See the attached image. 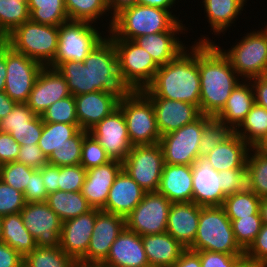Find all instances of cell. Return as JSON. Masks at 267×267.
<instances>
[{
	"instance_id": "obj_50",
	"label": "cell",
	"mask_w": 267,
	"mask_h": 267,
	"mask_svg": "<svg viewBox=\"0 0 267 267\" xmlns=\"http://www.w3.org/2000/svg\"><path fill=\"white\" fill-rule=\"evenodd\" d=\"M25 204L24 194L0 179V216L20 213Z\"/></svg>"
},
{
	"instance_id": "obj_58",
	"label": "cell",
	"mask_w": 267,
	"mask_h": 267,
	"mask_svg": "<svg viewBox=\"0 0 267 267\" xmlns=\"http://www.w3.org/2000/svg\"><path fill=\"white\" fill-rule=\"evenodd\" d=\"M20 144L9 134L0 131V165L16 161Z\"/></svg>"
},
{
	"instance_id": "obj_5",
	"label": "cell",
	"mask_w": 267,
	"mask_h": 267,
	"mask_svg": "<svg viewBox=\"0 0 267 267\" xmlns=\"http://www.w3.org/2000/svg\"><path fill=\"white\" fill-rule=\"evenodd\" d=\"M193 251H213L230 255H244L237 244L232 224L222 206H202Z\"/></svg>"
},
{
	"instance_id": "obj_68",
	"label": "cell",
	"mask_w": 267,
	"mask_h": 267,
	"mask_svg": "<svg viewBox=\"0 0 267 267\" xmlns=\"http://www.w3.org/2000/svg\"><path fill=\"white\" fill-rule=\"evenodd\" d=\"M259 214L262 223L267 225V197H262L259 205Z\"/></svg>"
},
{
	"instance_id": "obj_1",
	"label": "cell",
	"mask_w": 267,
	"mask_h": 267,
	"mask_svg": "<svg viewBox=\"0 0 267 267\" xmlns=\"http://www.w3.org/2000/svg\"><path fill=\"white\" fill-rule=\"evenodd\" d=\"M56 69L66 80L73 96L110 91L121 97L130 91L120 78L117 52L113 41L107 35L83 62H62Z\"/></svg>"
},
{
	"instance_id": "obj_25",
	"label": "cell",
	"mask_w": 267,
	"mask_h": 267,
	"mask_svg": "<svg viewBox=\"0 0 267 267\" xmlns=\"http://www.w3.org/2000/svg\"><path fill=\"white\" fill-rule=\"evenodd\" d=\"M201 208L194 202L172 203L170 206L166 232L186 249L196 238Z\"/></svg>"
},
{
	"instance_id": "obj_29",
	"label": "cell",
	"mask_w": 267,
	"mask_h": 267,
	"mask_svg": "<svg viewBox=\"0 0 267 267\" xmlns=\"http://www.w3.org/2000/svg\"><path fill=\"white\" fill-rule=\"evenodd\" d=\"M185 32H161L149 35H142L133 41L145 49L154 62L160 67L169 63L187 46L178 35Z\"/></svg>"
},
{
	"instance_id": "obj_73",
	"label": "cell",
	"mask_w": 267,
	"mask_h": 267,
	"mask_svg": "<svg viewBox=\"0 0 267 267\" xmlns=\"http://www.w3.org/2000/svg\"><path fill=\"white\" fill-rule=\"evenodd\" d=\"M264 28V29H263ZM263 28H261L262 32L266 35L267 37V24L266 26H264Z\"/></svg>"
},
{
	"instance_id": "obj_19",
	"label": "cell",
	"mask_w": 267,
	"mask_h": 267,
	"mask_svg": "<svg viewBox=\"0 0 267 267\" xmlns=\"http://www.w3.org/2000/svg\"><path fill=\"white\" fill-rule=\"evenodd\" d=\"M100 210L92 208L85 214L62 222L59 247L77 263L87 253L96 216Z\"/></svg>"
},
{
	"instance_id": "obj_62",
	"label": "cell",
	"mask_w": 267,
	"mask_h": 267,
	"mask_svg": "<svg viewBox=\"0 0 267 267\" xmlns=\"http://www.w3.org/2000/svg\"><path fill=\"white\" fill-rule=\"evenodd\" d=\"M172 267H201L199 254L196 251L185 249Z\"/></svg>"
},
{
	"instance_id": "obj_23",
	"label": "cell",
	"mask_w": 267,
	"mask_h": 267,
	"mask_svg": "<svg viewBox=\"0 0 267 267\" xmlns=\"http://www.w3.org/2000/svg\"><path fill=\"white\" fill-rule=\"evenodd\" d=\"M122 169V162L111 160L87 170L81 193L92 208L102 209L105 206L110 188Z\"/></svg>"
},
{
	"instance_id": "obj_60",
	"label": "cell",
	"mask_w": 267,
	"mask_h": 267,
	"mask_svg": "<svg viewBox=\"0 0 267 267\" xmlns=\"http://www.w3.org/2000/svg\"><path fill=\"white\" fill-rule=\"evenodd\" d=\"M249 80L253 86L255 103L267 110V74Z\"/></svg>"
},
{
	"instance_id": "obj_10",
	"label": "cell",
	"mask_w": 267,
	"mask_h": 267,
	"mask_svg": "<svg viewBox=\"0 0 267 267\" xmlns=\"http://www.w3.org/2000/svg\"><path fill=\"white\" fill-rule=\"evenodd\" d=\"M230 48L221 51L228 57L236 73L243 79L267 74V37L261 29L247 32Z\"/></svg>"
},
{
	"instance_id": "obj_48",
	"label": "cell",
	"mask_w": 267,
	"mask_h": 267,
	"mask_svg": "<svg viewBox=\"0 0 267 267\" xmlns=\"http://www.w3.org/2000/svg\"><path fill=\"white\" fill-rule=\"evenodd\" d=\"M109 161L111 159L104 148L88 133L83 139L80 164L88 170L106 164Z\"/></svg>"
},
{
	"instance_id": "obj_21",
	"label": "cell",
	"mask_w": 267,
	"mask_h": 267,
	"mask_svg": "<svg viewBox=\"0 0 267 267\" xmlns=\"http://www.w3.org/2000/svg\"><path fill=\"white\" fill-rule=\"evenodd\" d=\"M74 98L79 127L89 131L118 107L120 96L115 92L96 91Z\"/></svg>"
},
{
	"instance_id": "obj_24",
	"label": "cell",
	"mask_w": 267,
	"mask_h": 267,
	"mask_svg": "<svg viewBox=\"0 0 267 267\" xmlns=\"http://www.w3.org/2000/svg\"><path fill=\"white\" fill-rule=\"evenodd\" d=\"M146 191L122 169L108 193L107 202L101 209L126 218L142 201Z\"/></svg>"
},
{
	"instance_id": "obj_54",
	"label": "cell",
	"mask_w": 267,
	"mask_h": 267,
	"mask_svg": "<svg viewBox=\"0 0 267 267\" xmlns=\"http://www.w3.org/2000/svg\"><path fill=\"white\" fill-rule=\"evenodd\" d=\"M16 162L25 164L34 169H40L48 164V157L42 152L38 144L20 145Z\"/></svg>"
},
{
	"instance_id": "obj_4",
	"label": "cell",
	"mask_w": 267,
	"mask_h": 267,
	"mask_svg": "<svg viewBox=\"0 0 267 267\" xmlns=\"http://www.w3.org/2000/svg\"><path fill=\"white\" fill-rule=\"evenodd\" d=\"M172 13V10L141 4L133 5L113 17L107 36L110 39L134 40L142 35L188 31L189 28L185 27L183 21Z\"/></svg>"
},
{
	"instance_id": "obj_66",
	"label": "cell",
	"mask_w": 267,
	"mask_h": 267,
	"mask_svg": "<svg viewBox=\"0 0 267 267\" xmlns=\"http://www.w3.org/2000/svg\"><path fill=\"white\" fill-rule=\"evenodd\" d=\"M6 79V45L0 50V92L5 90Z\"/></svg>"
},
{
	"instance_id": "obj_40",
	"label": "cell",
	"mask_w": 267,
	"mask_h": 267,
	"mask_svg": "<svg viewBox=\"0 0 267 267\" xmlns=\"http://www.w3.org/2000/svg\"><path fill=\"white\" fill-rule=\"evenodd\" d=\"M26 267H79L78 263L58 247H36L24 257Z\"/></svg>"
},
{
	"instance_id": "obj_61",
	"label": "cell",
	"mask_w": 267,
	"mask_h": 267,
	"mask_svg": "<svg viewBox=\"0 0 267 267\" xmlns=\"http://www.w3.org/2000/svg\"><path fill=\"white\" fill-rule=\"evenodd\" d=\"M38 170L41 172L43 183L48 194L58 191V166L47 164Z\"/></svg>"
},
{
	"instance_id": "obj_12",
	"label": "cell",
	"mask_w": 267,
	"mask_h": 267,
	"mask_svg": "<svg viewBox=\"0 0 267 267\" xmlns=\"http://www.w3.org/2000/svg\"><path fill=\"white\" fill-rule=\"evenodd\" d=\"M123 169L146 192H157L165 165L159 143L133 146L122 162Z\"/></svg>"
},
{
	"instance_id": "obj_6",
	"label": "cell",
	"mask_w": 267,
	"mask_h": 267,
	"mask_svg": "<svg viewBox=\"0 0 267 267\" xmlns=\"http://www.w3.org/2000/svg\"><path fill=\"white\" fill-rule=\"evenodd\" d=\"M7 45L14 51L48 66L57 53L58 26L25 21L7 35Z\"/></svg>"
},
{
	"instance_id": "obj_7",
	"label": "cell",
	"mask_w": 267,
	"mask_h": 267,
	"mask_svg": "<svg viewBox=\"0 0 267 267\" xmlns=\"http://www.w3.org/2000/svg\"><path fill=\"white\" fill-rule=\"evenodd\" d=\"M118 107L125 117L133 146L159 143L161 134L157 127L153 104L141 90L123 94Z\"/></svg>"
},
{
	"instance_id": "obj_33",
	"label": "cell",
	"mask_w": 267,
	"mask_h": 267,
	"mask_svg": "<svg viewBox=\"0 0 267 267\" xmlns=\"http://www.w3.org/2000/svg\"><path fill=\"white\" fill-rule=\"evenodd\" d=\"M2 242L23 258L37 247L35 238L23 223L21 213L2 216Z\"/></svg>"
},
{
	"instance_id": "obj_37",
	"label": "cell",
	"mask_w": 267,
	"mask_h": 267,
	"mask_svg": "<svg viewBox=\"0 0 267 267\" xmlns=\"http://www.w3.org/2000/svg\"><path fill=\"white\" fill-rule=\"evenodd\" d=\"M30 20L59 26L69 20L64 0H28Z\"/></svg>"
},
{
	"instance_id": "obj_47",
	"label": "cell",
	"mask_w": 267,
	"mask_h": 267,
	"mask_svg": "<svg viewBox=\"0 0 267 267\" xmlns=\"http://www.w3.org/2000/svg\"><path fill=\"white\" fill-rule=\"evenodd\" d=\"M36 170L16 161L4 163L0 165V179L16 190L24 193L26 185L29 182V177Z\"/></svg>"
},
{
	"instance_id": "obj_51",
	"label": "cell",
	"mask_w": 267,
	"mask_h": 267,
	"mask_svg": "<svg viewBox=\"0 0 267 267\" xmlns=\"http://www.w3.org/2000/svg\"><path fill=\"white\" fill-rule=\"evenodd\" d=\"M35 116L26 103H17L12 111L0 120V131L10 133L12 129H22Z\"/></svg>"
},
{
	"instance_id": "obj_14",
	"label": "cell",
	"mask_w": 267,
	"mask_h": 267,
	"mask_svg": "<svg viewBox=\"0 0 267 267\" xmlns=\"http://www.w3.org/2000/svg\"><path fill=\"white\" fill-rule=\"evenodd\" d=\"M44 66L6 44V79L4 92L17 103H26L36 78Z\"/></svg>"
},
{
	"instance_id": "obj_59",
	"label": "cell",
	"mask_w": 267,
	"mask_h": 267,
	"mask_svg": "<svg viewBox=\"0 0 267 267\" xmlns=\"http://www.w3.org/2000/svg\"><path fill=\"white\" fill-rule=\"evenodd\" d=\"M24 258L6 243L0 242V267H21Z\"/></svg>"
},
{
	"instance_id": "obj_45",
	"label": "cell",
	"mask_w": 267,
	"mask_h": 267,
	"mask_svg": "<svg viewBox=\"0 0 267 267\" xmlns=\"http://www.w3.org/2000/svg\"><path fill=\"white\" fill-rule=\"evenodd\" d=\"M235 240L239 247L245 252L255 240L263 225L260 214L241 217L230 220Z\"/></svg>"
},
{
	"instance_id": "obj_17",
	"label": "cell",
	"mask_w": 267,
	"mask_h": 267,
	"mask_svg": "<svg viewBox=\"0 0 267 267\" xmlns=\"http://www.w3.org/2000/svg\"><path fill=\"white\" fill-rule=\"evenodd\" d=\"M88 132L104 148L111 160L123 162L133 147L125 117L119 107Z\"/></svg>"
},
{
	"instance_id": "obj_34",
	"label": "cell",
	"mask_w": 267,
	"mask_h": 267,
	"mask_svg": "<svg viewBox=\"0 0 267 267\" xmlns=\"http://www.w3.org/2000/svg\"><path fill=\"white\" fill-rule=\"evenodd\" d=\"M45 202L62 222L76 218L92 209L81 191L66 192L58 190L48 194Z\"/></svg>"
},
{
	"instance_id": "obj_52",
	"label": "cell",
	"mask_w": 267,
	"mask_h": 267,
	"mask_svg": "<svg viewBox=\"0 0 267 267\" xmlns=\"http://www.w3.org/2000/svg\"><path fill=\"white\" fill-rule=\"evenodd\" d=\"M221 189L228 196L248 188L247 169H229L220 171Z\"/></svg>"
},
{
	"instance_id": "obj_13",
	"label": "cell",
	"mask_w": 267,
	"mask_h": 267,
	"mask_svg": "<svg viewBox=\"0 0 267 267\" xmlns=\"http://www.w3.org/2000/svg\"><path fill=\"white\" fill-rule=\"evenodd\" d=\"M171 204L158 192H146L142 201L125 218L126 228L140 236L165 233Z\"/></svg>"
},
{
	"instance_id": "obj_11",
	"label": "cell",
	"mask_w": 267,
	"mask_h": 267,
	"mask_svg": "<svg viewBox=\"0 0 267 267\" xmlns=\"http://www.w3.org/2000/svg\"><path fill=\"white\" fill-rule=\"evenodd\" d=\"M213 117L201 115L194 122L161 136L165 164L192 165L199 158V142L204 126Z\"/></svg>"
},
{
	"instance_id": "obj_42",
	"label": "cell",
	"mask_w": 267,
	"mask_h": 267,
	"mask_svg": "<svg viewBox=\"0 0 267 267\" xmlns=\"http://www.w3.org/2000/svg\"><path fill=\"white\" fill-rule=\"evenodd\" d=\"M29 19L28 0H0V29L6 36Z\"/></svg>"
},
{
	"instance_id": "obj_64",
	"label": "cell",
	"mask_w": 267,
	"mask_h": 267,
	"mask_svg": "<svg viewBox=\"0 0 267 267\" xmlns=\"http://www.w3.org/2000/svg\"><path fill=\"white\" fill-rule=\"evenodd\" d=\"M17 104L4 91L0 92V120L5 118Z\"/></svg>"
},
{
	"instance_id": "obj_18",
	"label": "cell",
	"mask_w": 267,
	"mask_h": 267,
	"mask_svg": "<svg viewBox=\"0 0 267 267\" xmlns=\"http://www.w3.org/2000/svg\"><path fill=\"white\" fill-rule=\"evenodd\" d=\"M70 95L67 82L59 71L44 66L36 78L26 104L35 115L41 116L53 103Z\"/></svg>"
},
{
	"instance_id": "obj_72",
	"label": "cell",
	"mask_w": 267,
	"mask_h": 267,
	"mask_svg": "<svg viewBox=\"0 0 267 267\" xmlns=\"http://www.w3.org/2000/svg\"><path fill=\"white\" fill-rule=\"evenodd\" d=\"M0 242H2V216H0Z\"/></svg>"
},
{
	"instance_id": "obj_3",
	"label": "cell",
	"mask_w": 267,
	"mask_h": 267,
	"mask_svg": "<svg viewBox=\"0 0 267 267\" xmlns=\"http://www.w3.org/2000/svg\"><path fill=\"white\" fill-rule=\"evenodd\" d=\"M141 91L148 98L179 100L199 108L198 42L194 41L191 47H186L169 63L160 66L153 81Z\"/></svg>"
},
{
	"instance_id": "obj_63",
	"label": "cell",
	"mask_w": 267,
	"mask_h": 267,
	"mask_svg": "<svg viewBox=\"0 0 267 267\" xmlns=\"http://www.w3.org/2000/svg\"><path fill=\"white\" fill-rule=\"evenodd\" d=\"M107 4L109 11H111V16L114 17L123 9L136 5L137 0H107Z\"/></svg>"
},
{
	"instance_id": "obj_22",
	"label": "cell",
	"mask_w": 267,
	"mask_h": 267,
	"mask_svg": "<svg viewBox=\"0 0 267 267\" xmlns=\"http://www.w3.org/2000/svg\"><path fill=\"white\" fill-rule=\"evenodd\" d=\"M161 136L194 122L202 114L196 105L179 100L149 98Z\"/></svg>"
},
{
	"instance_id": "obj_39",
	"label": "cell",
	"mask_w": 267,
	"mask_h": 267,
	"mask_svg": "<svg viewBox=\"0 0 267 267\" xmlns=\"http://www.w3.org/2000/svg\"><path fill=\"white\" fill-rule=\"evenodd\" d=\"M260 201L261 198L247 188L226 196L222 208L230 220H237L241 217L259 214Z\"/></svg>"
},
{
	"instance_id": "obj_43",
	"label": "cell",
	"mask_w": 267,
	"mask_h": 267,
	"mask_svg": "<svg viewBox=\"0 0 267 267\" xmlns=\"http://www.w3.org/2000/svg\"><path fill=\"white\" fill-rule=\"evenodd\" d=\"M88 133L81 129L74 137L66 140L65 144L51 153L48 164L58 167L79 165L83 139Z\"/></svg>"
},
{
	"instance_id": "obj_55",
	"label": "cell",
	"mask_w": 267,
	"mask_h": 267,
	"mask_svg": "<svg viewBox=\"0 0 267 267\" xmlns=\"http://www.w3.org/2000/svg\"><path fill=\"white\" fill-rule=\"evenodd\" d=\"M23 194L26 203L46 201L48 192L43 183L41 172L38 169L29 177V182Z\"/></svg>"
},
{
	"instance_id": "obj_26",
	"label": "cell",
	"mask_w": 267,
	"mask_h": 267,
	"mask_svg": "<svg viewBox=\"0 0 267 267\" xmlns=\"http://www.w3.org/2000/svg\"><path fill=\"white\" fill-rule=\"evenodd\" d=\"M104 263L114 267H150L142 236L125 227L111 245Z\"/></svg>"
},
{
	"instance_id": "obj_35",
	"label": "cell",
	"mask_w": 267,
	"mask_h": 267,
	"mask_svg": "<svg viewBox=\"0 0 267 267\" xmlns=\"http://www.w3.org/2000/svg\"><path fill=\"white\" fill-rule=\"evenodd\" d=\"M234 132L251 148H254L267 136V110L254 103Z\"/></svg>"
},
{
	"instance_id": "obj_9",
	"label": "cell",
	"mask_w": 267,
	"mask_h": 267,
	"mask_svg": "<svg viewBox=\"0 0 267 267\" xmlns=\"http://www.w3.org/2000/svg\"><path fill=\"white\" fill-rule=\"evenodd\" d=\"M111 40L117 52L119 75L123 84L130 91L146 88L159 69L151 55L133 40Z\"/></svg>"
},
{
	"instance_id": "obj_69",
	"label": "cell",
	"mask_w": 267,
	"mask_h": 267,
	"mask_svg": "<svg viewBox=\"0 0 267 267\" xmlns=\"http://www.w3.org/2000/svg\"><path fill=\"white\" fill-rule=\"evenodd\" d=\"M254 148L261 154H263L265 157H267V136L261 142H259Z\"/></svg>"
},
{
	"instance_id": "obj_41",
	"label": "cell",
	"mask_w": 267,
	"mask_h": 267,
	"mask_svg": "<svg viewBox=\"0 0 267 267\" xmlns=\"http://www.w3.org/2000/svg\"><path fill=\"white\" fill-rule=\"evenodd\" d=\"M246 169L248 189L260 198L267 197V157L255 148H250Z\"/></svg>"
},
{
	"instance_id": "obj_30",
	"label": "cell",
	"mask_w": 267,
	"mask_h": 267,
	"mask_svg": "<svg viewBox=\"0 0 267 267\" xmlns=\"http://www.w3.org/2000/svg\"><path fill=\"white\" fill-rule=\"evenodd\" d=\"M150 267H172L186 249L169 233L142 236Z\"/></svg>"
},
{
	"instance_id": "obj_16",
	"label": "cell",
	"mask_w": 267,
	"mask_h": 267,
	"mask_svg": "<svg viewBox=\"0 0 267 267\" xmlns=\"http://www.w3.org/2000/svg\"><path fill=\"white\" fill-rule=\"evenodd\" d=\"M125 227L124 217L100 210L96 216L87 253L78 262V266L89 267L97 263H104L111 245Z\"/></svg>"
},
{
	"instance_id": "obj_49",
	"label": "cell",
	"mask_w": 267,
	"mask_h": 267,
	"mask_svg": "<svg viewBox=\"0 0 267 267\" xmlns=\"http://www.w3.org/2000/svg\"><path fill=\"white\" fill-rule=\"evenodd\" d=\"M87 170L81 165L58 167L59 190L79 192L86 178Z\"/></svg>"
},
{
	"instance_id": "obj_36",
	"label": "cell",
	"mask_w": 267,
	"mask_h": 267,
	"mask_svg": "<svg viewBox=\"0 0 267 267\" xmlns=\"http://www.w3.org/2000/svg\"><path fill=\"white\" fill-rule=\"evenodd\" d=\"M69 20L98 23L102 16H109L108 30H110L113 17L109 12L107 0H64ZM108 12V13H107ZM108 14V15H107ZM97 21V22H96Z\"/></svg>"
},
{
	"instance_id": "obj_28",
	"label": "cell",
	"mask_w": 267,
	"mask_h": 267,
	"mask_svg": "<svg viewBox=\"0 0 267 267\" xmlns=\"http://www.w3.org/2000/svg\"><path fill=\"white\" fill-rule=\"evenodd\" d=\"M250 146L235 132L215 146L204 158L216 171L229 169H246L247 156Z\"/></svg>"
},
{
	"instance_id": "obj_71",
	"label": "cell",
	"mask_w": 267,
	"mask_h": 267,
	"mask_svg": "<svg viewBox=\"0 0 267 267\" xmlns=\"http://www.w3.org/2000/svg\"><path fill=\"white\" fill-rule=\"evenodd\" d=\"M89 267H114V266L108 265L106 263H97V264L91 265Z\"/></svg>"
},
{
	"instance_id": "obj_65",
	"label": "cell",
	"mask_w": 267,
	"mask_h": 267,
	"mask_svg": "<svg viewBox=\"0 0 267 267\" xmlns=\"http://www.w3.org/2000/svg\"><path fill=\"white\" fill-rule=\"evenodd\" d=\"M176 2L178 4L179 0H137V4L157 7L164 10H172L171 8Z\"/></svg>"
},
{
	"instance_id": "obj_67",
	"label": "cell",
	"mask_w": 267,
	"mask_h": 267,
	"mask_svg": "<svg viewBox=\"0 0 267 267\" xmlns=\"http://www.w3.org/2000/svg\"><path fill=\"white\" fill-rule=\"evenodd\" d=\"M233 267H262V266L255 260L244 254L234 263Z\"/></svg>"
},
{
	"instance_id": "obj_27",
	"label": "cell",
	"mask_w": 267,
	"mask_h": 267,
	"mask_svg": "<svg viewBox=\"0 0 267 267\" xmlns=\"http://www.w3.org/2000/svg\"><path fill=\"white\" fill-rule=\"evenodd\" d=\"M157 192L164 195L171 203L192 202L191 165L165 164Z\"/></svg>"
},
{
	"instance_id": "obj_32",
	"label": "cell",
	"mask_w": 267,
	"mask_h": 267,
	"mask_svg": "<svg viewBox=\"0 0 267 267\" xmlns=\"http://www.w3.org/2000/svg\"><path fill=\"white\" fill-rule=\"evenodd\" d=\"M248 0H202L201 8L204 6L211 31L214 35L224 34L229 27L238 20Z\"/></svg>"
},
{
	"instance_id": "obj_15",
	"label": "cell",
	"mask_w": 267,
	"mask_h": 267,
	"mask_svg": "<svg viewBox=\"0 0 267 267\" xmlns=\"http://www.w3.org/2000/svg\"><path fill=\"white\" fill-rule=\"evenodd\" d=\"M23 223L35 238L37 247H58L62 221L46 202L26 203L21 210Z\"/></svg>"
},
{
	"instance_id": "obj_20",
	"label": "cell",
	"mask_w": 267,
	"mask_h": 267,
	"mask_svg": "<svg viewBox=\"0 0 267 267\" xmlns=\"http://www.w3.org/2000/svg\"><path fill=\"white\" fill-rule=\"evenodd\" d=\"M192 202L200 206H222L226 195L221 189V175L205 158L192 165Z\"/></svg>"
},
{
	"instance_id": "obj_8",
	"label": "cell",
	"mask_w": 267,
	"mask_h": 267,
	"mask_svg": "<svg viewBox=\"0 0 267 267\" xmlns=\"http://www.w3.org/2000/svg\"><path fill=\"white\" fill-rule=\"evenodd\" d=\"M95 25L77 20H68L59 25L57 53L48 66L56 69L62 62H83L106 34Z\"/></svg>"
},
{
	"instance_id": "obj_38",
	"label": "cell",
	"mask_w": 267,
	"mask_h": 267,
	"mask_svg": "<svg viewBox=\"0 0 267 267\" xmlns=\"http://www.w3.org/2000/svg\"><path fill=\"white\" fill-rule=\"evenodd\" d=\"M80 130L79 124L43 122L38 146L49 157L54 150L59 149L66 140L74 137Z\"/></svg>"
},
{
	"instance_id": "obj_2",
	"label": "cell",
	"mask_w": 267,
	"mask_h": 267,
	"mask_svg": "<svg viewBox=\"0 0 267 267\" xmlns=\"http://www.w3.org/2000/svg\"><path fill=\"white\" fill-rule=\"evenodd\" d=\"M198 42L201 114L216 117L224 108L233 89L243 80L232 67L228 57L206 35ZM206 36V37H205Z\"/></svg>"
},
{
	"instance_id": "obj_46",
	"label": "cell",
	"mask_w": 267,
	"mask_h": 267,
	"mask_svg": "<svg viewBox=\"0 0 267 267\" xmlns=\"http://www.w3.org/2000/svg\"><path fill=\"white\" fill-rule=\"evenodd\" d=\"M40 117L43 122L79 124L74 96L70 95L56 101Z\"/></svg>"
},
{
	"instance_id": "obj_57",
	"label": "cell",
	"mask_w": 267,
	"mask_h": 267,
	"mask_svg": "<svg viewBox=\"0 0 267 267\" xmlns=\"http://www.w3.org/2000/svg\"><path fill=\"white\" fill-rule=\"evenodd\" d=\"M199 254L201 267H233L243 255H230L213 251H196Z\"/></svg>"
},
{
	"instance_id": "obj_53",
	"label": "cell",
	"mask_w": 267,
	"mask_h": 267,
	"mask_svg": "<svg viewBox=\"0 0 267 267\" xmlns=\"http://www.w3.org/2000/svg\"><path fill=\"white\" fill-rule=\"evenodd\" d=\"M43 131V121L36 115L27 126L22 129H12L9 133L20 145L38 144Z\"/></svg>"
},
{
	"instance_id": "obj_70",
	"label": "cell",
	"mask_w": 267,
	"mask_h": 267,
	"mask_svg": "<svg viewBox=\"0 0 267 267\" xmlns=\"http://www.w3.org/2000/svg\"><path fill=\"white\" fill-rule=\"evenodd\" d=\"M7 44V36L6 34L0 29V47H4Z\"/></svg>"
},
{
	"instance_id": "obj_56",
	"label": "cell",
	"mask_w": 267,
	"mask_h": 267,
	"mask_svg": "<svg viewBox=\"0 0 267 267\" xmlns=\"http://www.w3.org/2000/svg\"><path fill=\"white\" fill-rule=\"evenodd\" d=\"M244 254L262 267L267 264V225L263 224L261 230L257 234L255 240L250 247L244 252Z\"/></svg>"
},
{
	"instance_id": "obj_31",
	"label": "cell",
	"mask_w": 267,
	"mask_h": 267,
	"mask_svg": "<svg viewBox=\"0 0 267 267\" xmlns=\"http://www.w3.org/2000/svg\"><path fill=\"white\" fill-rule=\"evenodd\" d=\"M255 103L254 90L250 80H242L231 92L226 105L215 117L235 130Z\"/></svg>"
},
{
	"instance_id": "obj_44",
	"label": "cell",
	"mask_w": 267,
	"mask_h": 267,
	"mask_svg": "<svg viewBox=\"0 0 267 267\" xmlns=\"http://www.w3.org/2000/svg\"><path fill=\"white\" fill-rule=\"evenodd\" d=\"M234 133V130L223 122L213 117L203 129L199 142V158H204L211 150L224 142Z\"/></svg>"
}]
</instances>
